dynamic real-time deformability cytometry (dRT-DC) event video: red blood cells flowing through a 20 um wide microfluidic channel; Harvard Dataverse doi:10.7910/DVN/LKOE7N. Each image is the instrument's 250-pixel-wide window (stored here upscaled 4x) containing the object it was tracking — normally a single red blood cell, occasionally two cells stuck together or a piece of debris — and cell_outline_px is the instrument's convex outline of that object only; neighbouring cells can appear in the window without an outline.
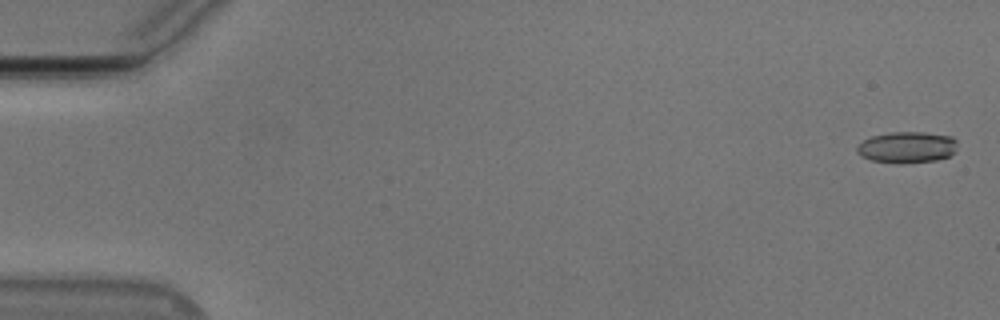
{"species": "Egyptian fruit bat (a non-hibernating species)", "species_latin": "Rousettus aegyptiacus", "temperature_condition": "cold", "stored_images_in_passage": 9, "camera_frame_rate_fps": 3000, "um_per_image_px": 0.085, "animal": {"sex": "male"}, "frame": {"image": 1, "passage_image": 2, "time_ms": 0.333, "image_size_px": [1000, 320], "cell_outline_px": [[956, 152], [948, 156], [936, 160], [872, 160], [860, 156], [856, 152], [856, 148], [864, 140], [872, 136], [888, 132], [924, 132], [952, 136], [956, 140]], "centroid_in_image_um": [77.12, 12.45], "position_along_channel_um": 7.9, "area_um2": 17.51}}